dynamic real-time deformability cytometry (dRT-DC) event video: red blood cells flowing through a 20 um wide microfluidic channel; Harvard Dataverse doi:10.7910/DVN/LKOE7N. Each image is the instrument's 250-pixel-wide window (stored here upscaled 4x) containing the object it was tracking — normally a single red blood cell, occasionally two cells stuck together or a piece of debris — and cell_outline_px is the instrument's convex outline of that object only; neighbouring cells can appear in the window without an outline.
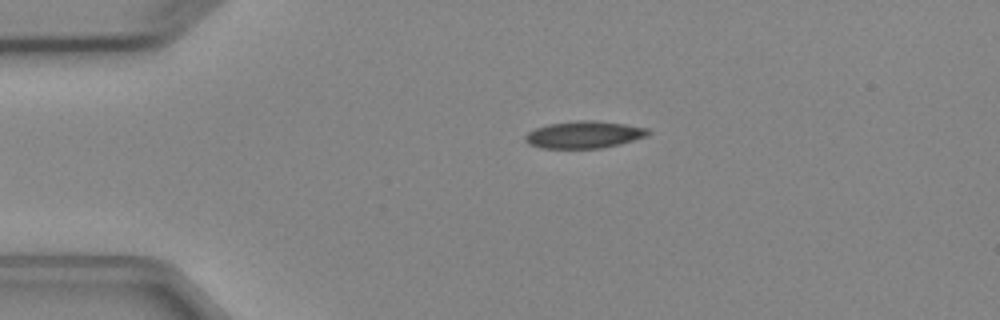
{"species": "Egyptian fruit bat (a non-hibernating species)", "species_latin": "Rousettus aegyptiacus", "temperature_condition": "cold", "stored_images_in_passage": 4, "camera_frame_rate_fps": 3000, "um_per_image_px": 0.085, "animal": {"sex": "female"}, "frame": {"image": 1, "passage_image": 4, "time_ms": 3.667, "image_size_px": [1000, 320], "cell_outline_px": [[652, 132], [648, 136], [620, 144], [600, 148], [540, 148], [528, 144], [524, 140], [524, 136], [528, 132], [536, 128], [548, 124], [576, 120], [596, 120], [624, 124], [648, 128]], "centroid_in_image_um": [49.65, 11.44], "position_along_channel_um": 35.3, "area_um2": 19.59}}